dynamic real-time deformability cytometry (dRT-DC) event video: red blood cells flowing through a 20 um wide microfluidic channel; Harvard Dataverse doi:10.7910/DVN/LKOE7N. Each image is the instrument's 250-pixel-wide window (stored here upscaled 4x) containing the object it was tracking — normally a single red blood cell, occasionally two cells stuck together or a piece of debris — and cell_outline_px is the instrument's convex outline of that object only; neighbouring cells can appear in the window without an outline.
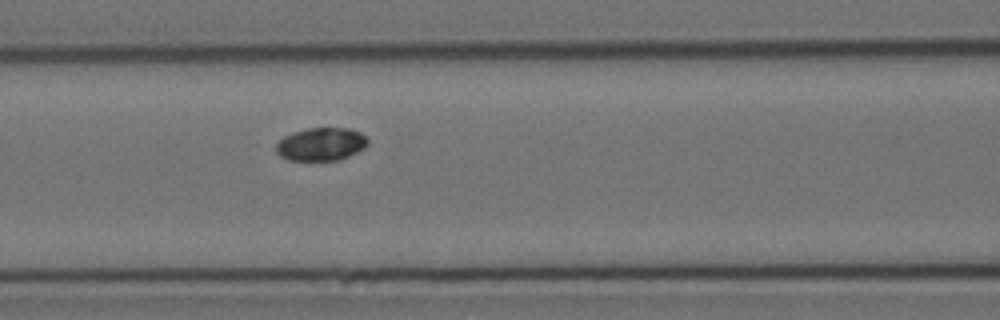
{"species": "Egyptian fruit bat (a non-hibernating species)", "species_latin": "Rousettus aegyptiacus", "temperature_condition": "cold", "stored_images_in_passage": 3, "camera_frame_rate_fps": 3000, "um_per_image_px": 0.085, "animal": {"sex": "female"}, "frame": {"image": 1, "passage_image": 3, "time_ms": 3.667, "image_size_px": [1000, 320], "cell_outline_px": [[368, 144], [364, 148], [340, 160], [288, 160], [280, 156], [276, 152], [276, 144], [284, 136], [292, 132], [308, 128], [348, 128], [360, 132], [368, 140]], "centroid_in_image_um": [27.28, 12.25], "position_along_channel_um": 139.3, "area_um2": 17.63}}